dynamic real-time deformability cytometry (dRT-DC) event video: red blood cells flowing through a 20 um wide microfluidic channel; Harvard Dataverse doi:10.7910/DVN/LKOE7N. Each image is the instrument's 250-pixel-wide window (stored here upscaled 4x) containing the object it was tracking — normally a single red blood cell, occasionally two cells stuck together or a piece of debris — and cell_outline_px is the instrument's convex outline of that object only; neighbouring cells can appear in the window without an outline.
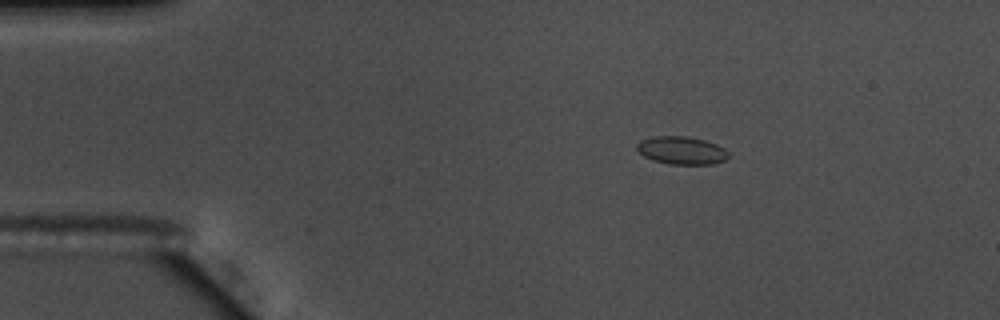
{"species": "common noctule bat (a hibernating species)", "species_latin": "Nyctalus noctula", "temperature_condition": "warm", "stored_images_in_passage": 47, "camera_frame_rate_fps": 3000, "um_per_image_px": 0.085, "animal": {"sex": "male", "body_mass_g": 17.5, "forearm_length_mm": 52.3}, "frame": {"image": 1, "passage_image": 1, "time_ms": 0.0, "image_size_px": [1000, 320], "cell_outline_px": [[728, 156], [724, 160], [712, 164], [668, 164], [652, 160], [644, 156], [636, 148], [636, 144], [640, 140], [652, 136], [684, 136], [704, 140], [716, 144], [724, 148], [728, 152]], "centroid_in_image_um": [57.9, 12.78], "position_along_channel_um": 27.1, "area_um2": 14.85}}
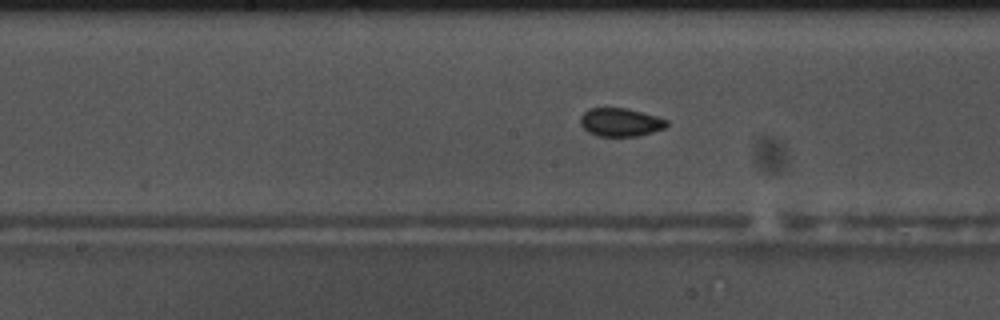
{"frame": {"image": 2, "passage_image": 20, "time_ms": 6.333, "image_size_px": [1000, 320], "cell_outline_px": [[668, 124], [664, 128], [652, 132], [636, 136], [600, 136], [588, 132], [580, 124], [580, 116], [588, 108], [628, 108], [656, 116], [668, 120]], "centroid_in_image_um": [52.72, 10.38], "position_along_channel_um": 195.5, "area_um2": 14.22}}
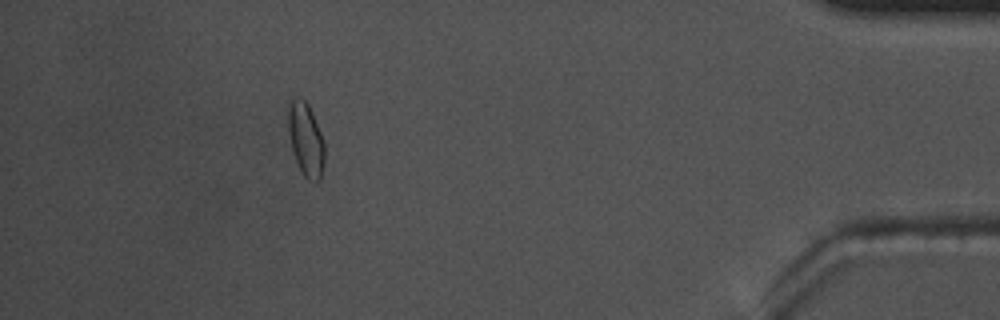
{"frame": {"image": 3, "passage_image": 42, "time_ms": 13.667, "image_size_px": [1000, 320], "cell_outline_px": [[324, 160], [320, 180], [308, 180], [300, 172], [292, 152], [288, 132], [288, 100], [296, 96], [300, 96], [308, 104], [312, 112], [324, 140]], "centroid_in_image_um": [25.97, 11.82], "position_along_channel_um": 409.2, "area_um2": 15.9}, "authors_computed_cell_mechanics": {"area_um2": 14.45, "velocity_mm_per_s": 3.6694, "shape_relaxation_time_tau1_ms": null, "shape_relaxation_time_tau2_ms": 1.6123, "deformation_change_tau1": null, "deformation_change_tau2": 0.0576}}